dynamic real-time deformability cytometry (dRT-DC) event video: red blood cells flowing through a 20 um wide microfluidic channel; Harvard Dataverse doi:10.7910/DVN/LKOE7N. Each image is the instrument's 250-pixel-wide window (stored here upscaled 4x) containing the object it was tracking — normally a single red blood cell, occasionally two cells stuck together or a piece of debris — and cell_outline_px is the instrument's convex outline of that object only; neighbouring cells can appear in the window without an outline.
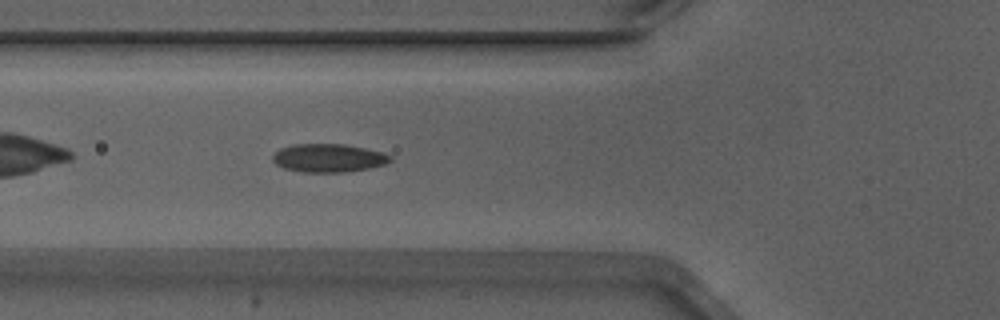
{"species": "Egyptian fruit bat (a non-hibernating species)", "species_latin": "Rousettus aegyptiacus", "temperature_condition": "warm", "stored_images_in_passage": 11, "camera_frame_rate_fps": 3000, "um_per_image_px": 0.085, "animal": {"sex": "male"}, "frame": {"image": 1, "passage_image": 5, "time_ms": 1.333, "image_size_px": [1000, 320], "cell_outline_px": [[392, 160], [384, 164], [368, 168], [348, 172], [304, 172], [284, 168], [276, 164], [272, 160], [272, 156], [280, 148], [292, 144], [344, 144], [364, 148], [380, 152], [392, 156]], "centroid_in_image_um": [27.9, 13.43], "position_along_channel_um": 97.9, "area_um2": 19.31}}
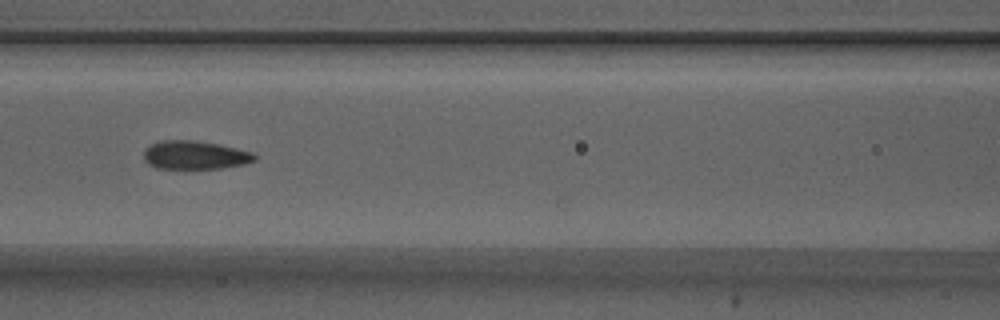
{"frame": {"image": 2, "passage_image": 9, "time_ms": 2.667, "image_size_px": [1000, 320], "cell_outline_px": [[256, 160], [244, 164], [220, 168], [156, 168], [148, 164], [144, 160], [144, 148], [160, 140], [196, 140], [220, 144], [252, 152], [256, 156]], "centroid_in_image_um": [16.55, 13.17], "position_along_channel_um": 150.1, "area_um2": 18.44}}